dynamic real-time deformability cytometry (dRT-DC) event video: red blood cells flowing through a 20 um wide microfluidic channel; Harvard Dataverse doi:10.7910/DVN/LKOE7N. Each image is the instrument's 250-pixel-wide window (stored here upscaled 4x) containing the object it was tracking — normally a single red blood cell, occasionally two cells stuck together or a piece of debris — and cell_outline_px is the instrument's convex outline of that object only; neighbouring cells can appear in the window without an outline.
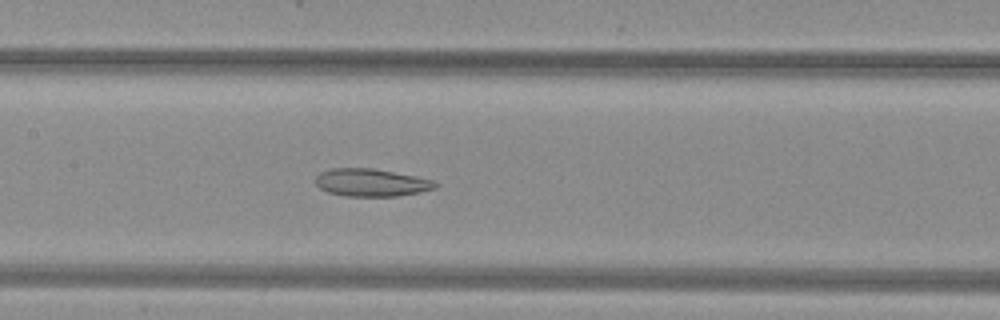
{"species": "common noctule bat (a hibernating species)", "species_latin": "Nyctalus noctula", "temperature_condition": "warm", "stored_images_in_passage": 47, "camera_frame_rate_fps": 3000, "um_per_image_px": 0.085, "animal": {"sex": "female", "body_mass_g": 29.2, "forearm_length_mm": 56.3}, "frame": {"image": 1, "passage_image": 21, "time_ms": 6.667, "image_size_px": [1000, 320], "cell_outline_px": [[440, 184], [436, 188], [420, 192], [396, 196], [344, 196], [328, 192], [320, 188], [312, 180], [320, 172], [332, 168], [372, 168], [416, 176], [432, 180]], "centroid_in_image_um": [31.53, 15.52], "position_along_channel_um": 175.9, "area_um2": 19.42}}
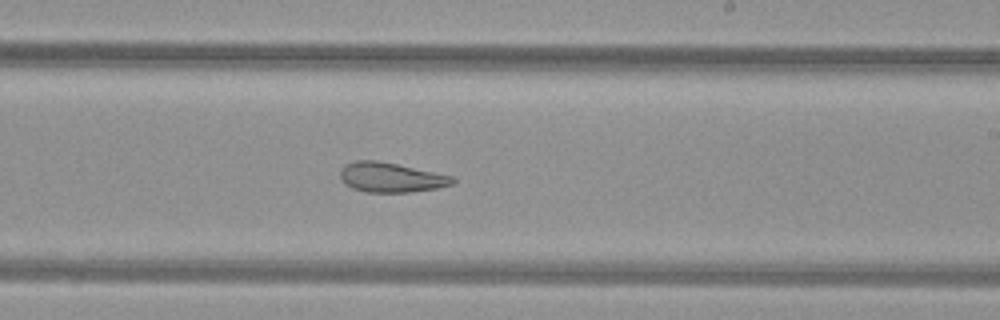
{"frame": {"image": 2, "passage_image": 27, "time_ms": 8.667, "image_size_px": [1000, 320], "cell_outline_px": [[456, 180], [452, 184], [436, 188], [408, 192], [368, 192], [352, 188], [344, 184], [340, 180], [340, 168], [344, 164], [356, 160], [376, 160], [396, 164], [452, 176]], "centroid_in_image_um": [33.16, 15.07], "position_along_channel_um": 255.8, "area_um2": 19.36}}
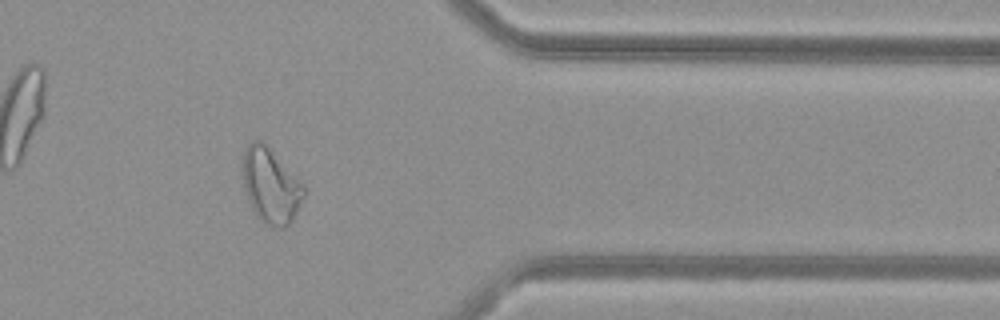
{"frame": {"image": 3, "passage_image": 38, "time_ms": 12.333, "image_size_px": [1000, 320], "cell_outline_px": [[308, 188], [292, 220], [284, 228], [276, 228], [264, 224], [260, 220], [252, 208], [244, 188], [240, 168], [244, 148], [252, 140], [260, 140]], "centroid_in_image_um": [22.98, 15.79], "position_along_channel_um": 388.4, "area_um2": 26.82}, "authors_computed_cell_mechanics": {"area_um2": 25.2008, "velocity_mm_per_s": 4.0155, "shape_relaxation_time_tau1_ms": null, "shape_relaxation_time_tau2_ms": 5.1588, "deformation_change_tau1": null, "deformation_change_tau2": 0.1531}}